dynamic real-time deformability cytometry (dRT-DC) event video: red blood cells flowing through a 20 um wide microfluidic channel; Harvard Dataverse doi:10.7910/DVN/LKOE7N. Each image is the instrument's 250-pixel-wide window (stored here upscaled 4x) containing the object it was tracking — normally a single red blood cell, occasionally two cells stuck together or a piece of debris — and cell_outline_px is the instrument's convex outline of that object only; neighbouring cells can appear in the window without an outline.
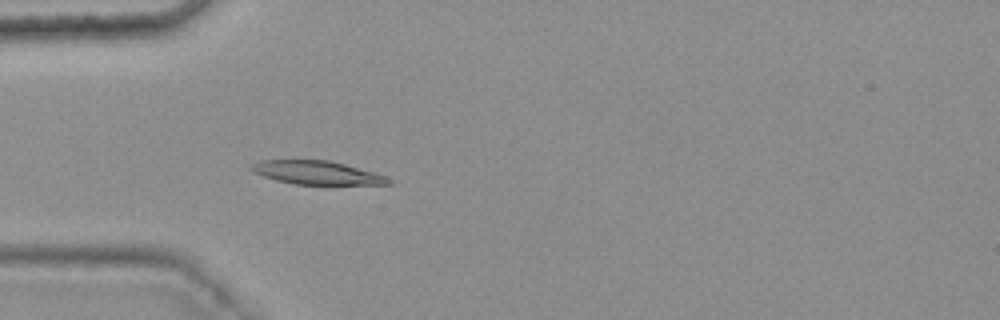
{"species": "common noctule bat (a hibernating species)", "species_latin": "Nyctalus noctula", "temperature_condition": "warm", "stored_images_in_passage": 47, "camera_frame_rate_fps": 3000, "um_per_image_px": 0.085, "animal": {"sex": "female", "body_mass_g": 25.1}, "frame": {"image": 1, "passage_image": 16, "time_ms": 5.0, "image_size_px": [1000, 320], "cell_outline_px": [[392, 184], [292, 184], [276, 180], [252, 172], [248, 168], [248, 164], [260, 160], [328, 160], [344, 164], [372, 172], [384, 176], [392, 180]], "centroid_in_image_um": [26.83, 14.67], "position_along_channel_um": 58.2, "area_um2": 18.67}}
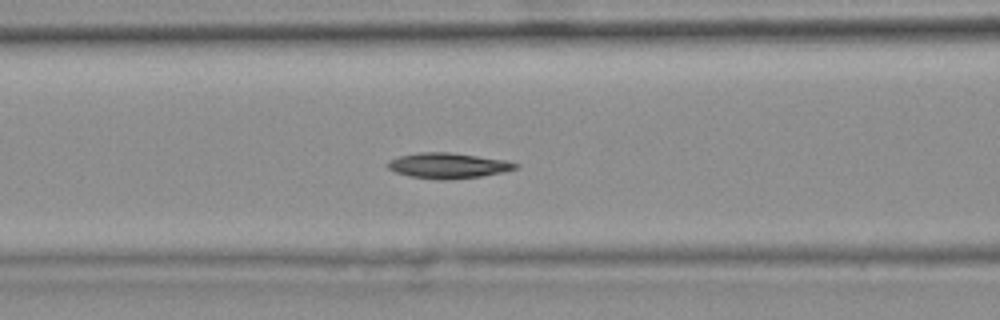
{"frame": {"image": 2, "passage_image": 22, "time_ms": 7.0, "image_size_px": [1000, 320], "cell_outline_px": [[520, 168], [504, 172], [480, 176], [444, 180], [436, 180], [408, 176], [396, 172], [388, 168], [384, 164], [388, 160], [400, 156], [420, 152], [448, 152], [508, 160], [520, 164]], "centroid_in_image_um": [38.1, 14.08], "position_along_channel_um": 128.5, "area_um2": 19.19}}
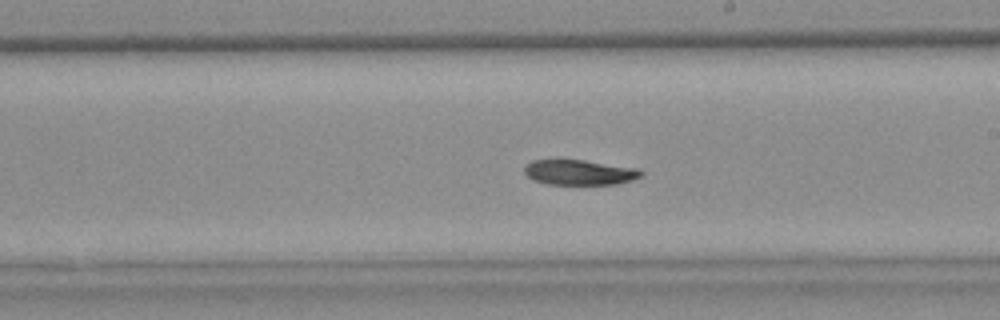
{"frame": {"image": 3, "passage_image": 31, "time_ms": 10.0, "image_size_px": [1000, 320], "cell_outline_px": [[644, 172], [640, 176], [632, 180], [616, 184], [548, 184], [532, 180], [524, 172], [524, 168], [532, 160], [584, 160], [640, 168]], "centroid_in_image_um": [49.28, 14.65], "position_along_channel_um": 239.7, "area_um2": 17.11}}